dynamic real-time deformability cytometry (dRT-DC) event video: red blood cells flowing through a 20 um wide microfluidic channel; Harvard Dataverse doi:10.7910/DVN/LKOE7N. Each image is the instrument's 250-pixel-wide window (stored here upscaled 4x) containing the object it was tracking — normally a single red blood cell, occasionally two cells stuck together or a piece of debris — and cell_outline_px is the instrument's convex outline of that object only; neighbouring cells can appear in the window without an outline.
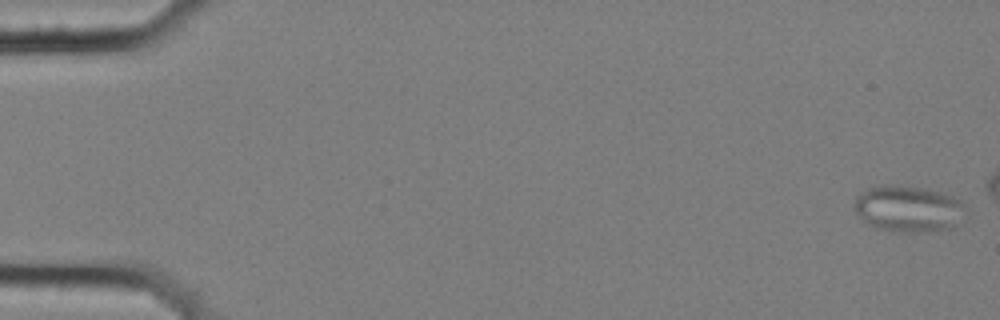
{"species": "common noctule bat (a hibernating species)", "species_latin": "Nyctalus noctula", "temperature_condition": "cold", "stored_images_in_passage": 5, "camera_frame_rate_fps": 3000, "um_per_image_px": 0.085, "animal": {"sex": "female", "body_mass_g": 25.1}, "frame": {"image": 1, "passage_image": 1, "time_ms": 0.0, "image_size_px": [1000, 320], "cell_outline_px": [[968, 208], [956, 224], [952, 228], [912, 232], [896, 232], [876, 228], [864, 220], [856, 212], [856, 196], [860, 192], [868, 188], [892, 184], [924, 188], [952, 196], [960, 200]], "centroid_in_image_um": [77.22, 17.74], "position_along_channel_um": 7.8, "area_um2": 29.77}}